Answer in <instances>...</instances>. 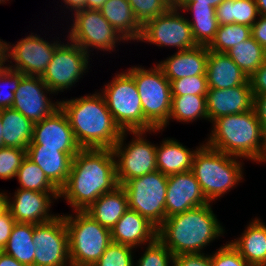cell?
Segmentation results:
<instances>
[{"mask_svg": "<svg viewBox=\"0 0 266 266\" xmlns=\"http://www.w3.org/2000/svg\"><path fill=\"white\" fill-rule=\"evenodd\" d=\"M118 185L112 149H81L74 157L65 185L59 190L73 211H86Z\"/></svg>", "mask_w": 266, "mask_h": 266, "instance_id": "1", "label": "cell"}, {"mask_svg": "<svg viewBox=\"0 0 266 266\" xmlns=\"http://www.w3.org/2000/svg\"><path fill=\"white\" fill-rule=\"evenodd\" d=\"M60 108L82 149H112L123 132L115 123L100 92L60 100Z\"/></svg>", "mask_w": 266, "mask_h": 266, "instance_id": "2", "label": "cell"}, {"mask_svg": "<svg viewBox=\"0 0 266 266\" xmlns=\"http://www.w3.org/2000/svg\"><path fill=\"white\" fill-rule=\"evenodd\" d=\"M211 206L210 202L167 217L158 227L157 238L174 256L203 253L205 247L225 233Z\"/></svg>", "mask_w": 266, "mask_h": 266, "instance_id": "3", "label": "cell"}, {"mask_svg": "<svg viewBox=\"0 0 266 266\" xmlns=\"http://www.w3.org/2000/svg\"><path fill=\"white\" fill-rule=\"evenodd\" d=\"M209 147L238 158L260 162L264 147V130L254 109L231 114L212 122Z\"/></svg>", "mask_w": 266, "mask_h": 266, "instance_id": "4", "label": "cell"}, {"mask_svg": "<svg viewBox=\"0 0 266 266\" xmlns=\"http://www.w3.org/2000/svg\"><path fill=\"white\" fill-rule=\"evenodd\" d=\"M200 145L194 153L191 172L206 199L213 203L242 182L243 162L239 161L240 158L211 148L204 142Z\"/></svg>", "mask_w": 266, "mask_h": 266, "instance_id": "5", "label": "cell"}, {"mask_svg": "<svg viewBox=\"0 0 266 266\" xmlns=\"http://www.w3.org/2000/svg\"><path fill=\"white\" fill-rule=\"evenodd\" d=\"M133 78L141 98L145 131L156 133L169 125L171 112V84L156 64L146 69L142 65L126 70Z\"/></svg>", "mask_w": 266, "mask_h": 266, "instance_id": "6", "label": "cell"}, {"mask_svg": "<svg viewBox=\"0 0 266 266\" xmlns=\"http://www.w3.org/2000/svg\"><path fill=\"white\" fill-rule=\"evenodd\" d=\"M74 214L63 215L68 230L70 263L73 266H93L111 244V230L85 211H75Z\"/></svg>", "mask_w": 266, "mask_h": 266, "instance_id": "7", "label": "cell"}, {"mask_svg": "<svg viewBox=\"0 0 266 266\" xmlns=\"http://www.w3.org/2000/svg\"><path fill=\"white\" fill-rule=\"evenodd\" d=\"M102 89L107 108L122 131H145L141 98L127 71L115 75Z\"/></svg>", "mask_w": 266, "mask_h": 266, "instance_id": "8", "label": "cell"}, {"mask_svg": "<svg viewBox=\"0 0 266 266\" xmlns=\"http://www.w3.org/2000/svg\"><path fill=\"white\" fill-rule=\"evenodd\" d=\"M168 176L159 170L125 182L129 209L147 218L157 228L166 219V194Z\"/></svg>", "mask_w": 266, "mask_h": 266, "instance_id": "9", "label": "cell"}, {"mask_svg": "<svg viewBox=\"0 0 266 266\" xmlns=\"http://www.w3.org/2000/svg\"><path fill=\"white\" fill-rule=\"evenodd\" d=\"M128 133L135 137L126 144L124 140ZM146 133L148 131H123L119 140L113 146L112 150L116 160V178L119 186L130 179L158 170L156 165L157 145L152 144L145 138Z\"/></svg>", "mask_w": 266, "mask_h": 266, "instance_id": "10", "label": "cell"}, {"mask_svg": "<svg viewBox=\"0 0 266 266\" xmlns=\"http://www.w3.org/2000/svg\"><path fill=\"white\" fill-rule=\"evenodd\" d=\"M72 18L68 41L79 45L88 54L90 48L113 52L118 41H126L99 10L84 9L73 14Z\"/></svg>", "mask_w": 266, "mask_h": 266, "instance_id": "11", "label": "cell"}, {"mask_svg": "<svg viewBox=\"0 0 266 266\" xmlns=\"http://www.w3.org/2000/svg\"><path fill=\"white\" fill-rule=\"evenodd\" d=\"M176 5L165 14L147 21L142 26L139 41L149 42L159 47H176L177 51L193 49L198 46L193 38L188 19Z\"/></svg>", "mask_w": 266, "mask_h": 266, "instance_id": "12", "label": "cell"}, {"mask_svg": "<svg viewBox=\"0 0 266 266\" xmlns=\"http://www.w3.org/2000/svg\"><path fill=\"white\" fill-rule=\"evenodd\" d=\"M89 56L90 54L71 41L60 44L41 79L54 94L58 95L59 92L75 85L83 73L88 72Z\"/></svg>", "mask_w": 266, "mask_h": 266, "instance_id": "13", "label": "cell"}, {"mask_svg": "<svg viewBox=\"0 0 266 266\" xmlns=\"http://www.w3.org/2000/svg\"><path fill=\"white\" fill-rule=\"evenodd\" d=\"M34 266H70L68 230L64 216L34 224Z\"/></svg>", "mask_w": 266, "mask_h": 266, "instance_id": "14", "label": "cell"}, {"mask_svg": "<svg viewBox=\"0 0 266 266\" xmlns=\"http://www.w3.org/2000/svg\"><path fill=\"white\" fill-rule=\"evenodd\" d=\"M32 34L34 33L21 38L15 45L9 44L8 59L11 60L8 61L11 65H7L24 75L41 77L51 62L55 49L63 42L55 41V39L53 43L48 42L40 35Z\"/></svg>", "mask_w": 266, "mask_h": 266, "instance_id": "15", "label": "cell"}, {"mask_svg": "<svg viewBox=\"0 0 266 266\" xmlns=\"http://www.w3.org/2000/svg\"><path fill=\"white\" fill-rule=\"evenodd\" d=\"M46 93V94H45ZM54 94L40 76L24 75L15 91L12 108L34 124L41 122L60 108V101L52 102L47 94Z\"/></svg>", "mask_w": 266, "mask_h": 266, "instance_id": "16", "label": "cell"}, {"mask_svg": "<svg viewBox=\"0 0 266 266\" xmlns=\"http://www.w3.org/2000/svg\"><path fill=\"white\" fill-rule=\"evenodd\" d=\"M28 148H58L61 152H79L82 149L61 108L34 124Z\"/></svg>", "mask_w": 266, "mask_h": 266, "instance_id": "17", "label": "cell"}, {"mask_svg": "<svg viewBox=\"0 0 266 266\" xmlns=\"http://www.w3.org/2000/svg\"><path fill=\"white\" fill-rule=\"evenodd\" d=\"M59 192H39L18 188L12 199H7L8 210L18 223L41 224L53 220L58 214L49 213L52 200Z\"/></svg>", "mask_w": 266, "mask_h": 266, "instance_id": "18", "label": "cell"}, {"mask_svg": "<svg viewBox=\"0 0 266 266\" xmlns=\"http://www.w3.org/2000/svg\"><path fill=\"white\" fill-rule=\"evenodd\" d=\"M208 203L191 170L168 175L166 218Z\"/></svg>", "mask_w": 266, "mask_h": 266, "instance_id": "19", "label": "cell"}, {"mask_svg": "<svg viewBox=\"0 0 266 266\" xmlns=\"http://www.w3.org/2000/svg\"><path fill=\"white\" fill-rule=\"evenodd\" d=\"M254 96L250 84H242L227 89H208L206 108L208 121L244 113L253 109Z\"/></svg>", "mask_w": 266, "mask_h": 266, "instance_id": "20", "label": "cell"}, {"mask_svg": "<svg viewBox=\"0 0 266 266\" xmlns=\"http://www.w3.org/2000/svg\"><path fill=\"white\" fill-rule=\"evenodd\" d=\"M158 228L138 212L128 209L111 229L114 243L133 248L148 245L157 239Z\"/></svg>", "mask_w": 266, "mask_h": 266, "instance_id": "21", "label": "cell"}, {"mask_svg": "<svg viewBox=\"0 0 266 266\" xmlns=\"http://www.w3.org/2000/svg\"><path fill=\"white\" fill-rule=\"evenodd\" d=\"M78 152H61L58 148H27L26 157L37 164L48 180L60 190L70 174L73 157Z\"/></svg>", "mask_w": 266, "mask_h": 266, "instance_id": "22", "label": "cell"}, {"mask_svg": "<svg viewBox=\"0 0 266 266\" xmlns=\"http://www.w3.org/2000/svg\"><path fill=\"white\" fill-rule=\"evenodd\" d=\"M208 53V46H196L193 49L175 52L157 65L168 80L206 75Z\"/></svg>", "mask_w": 266, "mask_h": 266, "instance_id": "23", "label": "cell"}, {"mask_svg": "<svg viewBox=\"0 0 266 266\" xmlns=\"http://www.w3.org/2000/svg\"><path fill=\"white\" fill-rule=\"evenodd\" d=\"M208 89H227L250 84L249 77L226 53L209 50L206 66Z\"/></svg>", "mask_w": 266, "mask_h": 266, "instance_id": "24", "label": "cell"}, {"mask_svg": "<svg viewBox=\"0 0 266 266\" xmlns=\"http://www.w3.org/2000/svg\"><path fill=\"white\" fill-rule=\"evenodd\" d=\"M230 243L250 266H266V225L260 218L250 221L241 236Z\"/></svg>", "mask_w": 266, "mask_h": 266, "instance_id": "25", "label": "cell"}, {"mask_svg": "<svg viewBox=\"0 0 266 266\" xmlns=\"http://www.w3.org/2000/svg\"><path fill=\"white\" fill-rule=\"evenodd\" d=\"M129 209L122 186L100 196L85 212L103 227L111 230Z\"/></svg>", "mask_w": 266, "mask_h": 266, "instance_id": "26", "label": "cell"}, {"mask_svg": "<svg viewBox=\"0 0 266 266\" xmlns=\"http://www.w3.org/2000/svg\"><path fill=\"white\" fill-rule=\"evenodd\" d=\"M99 11L126 41H139L142 25L128 0H107Z\"/></svg>", "mask_w": 266, "mask_h": 266, "instance_id": "27", "label": "cell"}, {"mask_svg": "<svg viewBox=\"0 0 266 266\" xmlns=\"http://www.w3.org/2000/svg\"><path fill=\"white\" fill-rule=\"evenodd\" d=\"M195 151L186 148L178 140L165 138L156 146L157 169L167 176L189 171Z\"/></svg>", "mask_w": 266, "mask_h": 266, "instance_id": "28", "label": "cell"}, {"mask_svg": "<svg viewBox=\"0 0 266 266\" xmlns=\"http://www.w3.org/2000/svg\"><path fill=\"white\" fill-rule=\"evenodd\" d=\"M3 125V146L27 149L33 137L34 123L17 110L0 109Z\"/></svg>", "mask_w": 266, "mask_h": 266, "instance_id": "29", "label": "cell"}, {"mask_svg": "<svg viewBox=\"0 0 266 266\" xmlns=\"http://www.w3.org/2000/svg\"><path fill=\"white\" fill-rule=\"evenodd\" d=\"M179 9L191 11L192 20L188 22L192 29L193 38L198 46H209L214 40L219 27L215 8L211 5H176Z\"/></svg>", "mask_w": 266, "mask_h": 266, "instance_id": "30", "label": "cell"}, {"mask_svg": "<svg viewBox=\"0 0 266 266\" xmlns=\"http://www.w3.org/2000/svg\"><path fill=\"white\" fill-rule=\"evenodd\" d=\"M34 224L16 222L3 252L25 266H34Z\"/></svg>", "mask_w": 266, "mask_h": 266, "instance_id": "31", "label": "cell"}, {"mask_svg": "<svg viewBox=\"0 0 266 266\" xmlns=\"http://www.w3.org/2000/svg\"><path fill=\"white\" fill-rule=\"evenodd\" d=\"M215 13L219 25L236 23L251 27L260 16L255 0H224Z\"/></svg>", "mask_w": 266, "mask_h": 266, "instance_id": "32", "label": "cell"}, {"mask_svg": "<svg viewBox=\"0 0 266 266\" xmlns=\"http://www.w3.org/2000/svg\"><path fill=\"white\" fill-rule=\"evenodd\" d=\"M226 54L248 77L266 60V50L252 36L232 47Z\"/></svg>", "mask_w": 266, "mask_h": 266, "instance_id": "33", "label": "cell"}, {"mask_svg": "<svg viewBox=\"0 0 266 266\" xmlns=\"http://www.w3.org/2000/svg\"><path fill=\"white\" fill-rule=\"evenodd\" d=\"M199 118L208 120L206 95L172 96L169 121L189 123Z\"/></svg>", "mask_w": 266, "mask_h": 266, "instance_id": "34", "label": "cell"}, {"mask_svg": "<svg viewBox=\"0 0 266 266\" xmlns=\"http://www.w3.org/2000/svg\"><path fill=\"white\" fill-rule=\"evenodd\" d=\"M16 178H18L20 189L39 192H59L45 176L42 169L27 157H25L18 169Z\"/></svg>", "mask_w": 266, "mask_h": 266, "instance_id": "35", "label": "cell"}, {"mask_svg": "<svg viewBox=\"0 0 266 266\" xmlns=\"http://www.w3.org/2000/svg\"><path fill=\"white\" fill-rule=\"evenodd\" d=\"M251 36L250 26L236 23L219 25L215 38L208 46V49L219 53H226L232 47Z\"/></svg>", "mask_w": 266, "mask_h": 266, "instance_id": "36", "label": "cell"}, {"mask_svg": "<svg viewBox=\"0 0 266 266\" xmlns=\"http://www.w3.org/2000/svg\"><path fill=\"white\" fill-rule=\"evenodd\" d=\"M128 2L142 26L147 21L165 14L175 5L171 0H128Z\"/></svg>", "mask_w": 266, "mask_h": 266, "instance_id": "37", "label": "cell"}, {"mask_svg": "<svg viewBox=\"0 0 266 266\" xmlns=\"http://www.w3.org/2000/svg\"><path fill=\"white\" fill-rule=\"evenodd\" d=\"M143 253L135 266H174V255L158 238Z\"/></svg>", "mask_w": 266, "mask_h": 266, "instance_id": "38", "label": "cell"}, {"mask_svg": "<svg viewBox=\"0 0 266 266\" xmlns=\"http://www.w3.org/2000/svg\"><path fill=\"white\" fill-rule=\"evenodd\" d=\"M134 248L111 242L93 266H134Z\"/></svg>", "mask_w": 266, "mask_h": 266, "instance_id": "39", "label": "cell"}, {"mask_svg": "<svg viewBox=\"0 0 266 266\" xmlns=\"http://www.w3.org/2000/svg\"><path fill=\"white\" fill-rule=\"evenodd\" d=\"M25 157L26 149L0 147V179L15 178Z\"/></svg>", "mask_w": 266, "mask_h": 266, "instance_id": "40", "label": "cell"}, {"mask_svg": "<svg viewBox=\"0 0 266 266\" xmlns=\"http://www.w3.org/2000/svg\"><path fill=\"white\" fill-rule=\"evenodd\" d=\"M169 81L171 84V96L206 95L208 92L206 75L183 77Z\"/></svg>", "mask_w": 266, "mask_h": 266, "instance_id": "41", "label": "cell"}, {"mask_svg": "<svg viewBox=\"0 0 266 266\" xmlns=\"http://www.w3.org/2000/svg\"><path fill=\"white\" fill-rule=\"evenodd\" d=\"M24 76L19 71L9 67L0 69V109L11 108L14 103L15 91L18 89L21 78ZM1 84H3L1 86ZM9 87L6 90L4 87ZM4 86V87H3ZM11 86V87H10ZM5 89V91H3Z\"/></svg>", "mask_w": 266, "mask_h": 266, "instance_id": "42", "label": "cell"}, {"mask_svg": "<svg viewBox=\"0 0 266 266\" xmlns=\"http://www.w3.org/2000/svg\"><path fill=\"white\" fill-rule=\"evenodd\" d=\"M211 255L212 266H250L230 242Z\"/></svg>", "mask_w": 266, "mask_h": 266, "instance_id": "43", "label": "cell"}, {"mask_svg": "<svg viewBox=\"0 0 266 266\" xmlns=\"http://www.w3.org/2000/svg\"><path fill=\"white\" fill-rule=\"evenodd\" d=\"M174 266H212L211 255H205V253L180 254L174 256Z\"/></svg>", "mask_w": 266, "mask_h": 266, "instance_id": "44", "label": "cell"}, {"mask_svg": "<svg viewBox=\"0 0 266 266\" xmlns=\"http://www.w3.org/2000/svg\"><path fill=\"white\" fill-rule=\"evenodd\" d=\"M253 95L266 93V60L262 65L249 77Z\"/></svg>", "mask_w": 266, "mask_h": 266, "instance_id": "45", "label": "cell"}, {"mask_svg": "<svg viewBox=\"0 0 266 266\" xmlns=\"http://www.w3.org/2000/svg\"><path fill=\"white\" fill-rule=\"evenodd\" d=\"M15 223L8 209L0 215V251L6 246Z\"/></svg>", "mask_w": 266, "mask_h": 266, "instance_id": "46", "label": "cell"}, {"mask_svg": "<svg viewBox=\"0 0 266 266\" xmlns=\"http://www.w3.org/2000/svg\"><path fill=\"white\" fill-rule=\"evenodd\" d=\"M252 37L266 50V16H258L251 26Z\"/></svg>", "mask_w": 266, "mask_h": 266, "instance_id": "47", "label": "cell"}, {"mask_svg": "<svg viewBox=\"0 0 266 266\" xmlns=\"http://www.w3.org/2000/svg\"><path fill=\"white\" fill-rule=\"evenodd\" d=\"M253 109L257 116V119L260 121L262 129L266 130V93L261 95H253Z\"/></svg>", "mask_w": 266, "mask_h": 266, "instance_id": "48", "label": "cell"}, {"mask_svg": "<svg viewBox=\"0 0 266 266\" xmlns=\"http://www.w3.org/2000/svg\"><path fill=\"white\" fill-rule=\"evenodd\" d=\"M224 0H179L175 5H211L216 8Z\"/></svg>", "mask_w": 266, "mask_h": 266, "instance_id": "49", "label": "cell"}, {"mask_svg": "<svg viewBox=\"0 0 266 266\" xmlns=\"http://www.w3.org/2000/svg\"><path fill=\"white\" fill-rule=\"evenodd\" d=\"M63 3L65 4L64 6L67 5L66 8L72 11V14L86 9V0H63Z\"/></svg>", "mask_w": 266, "mask_h": 266, "instance_id": "50", "label": "cell"}, {"mask_svg": "<svg viewBox=\"0 0 266 266\" xmlns=\"http://www.w3.org/2000/svg\"><path fill=\"white\" fill-rule=\"evenodd\" d=\"M8 51H9V43L3 41L0 39V69H5L8 66L4 64H6V62L8 60Z\"/></svg>", "mask_w": 266, "mask_h": 266, "instance_id": "51", "label": "cell"}, {"mask_svg": "<svg viewBox=\"0 0 266 266\" xmlns=\"http://www.w3.org/2000/svg\"><path fill=\"white\" fill-rule=\"evenodd\" d=\"M0 266H25L18 262L14 257L5 254L3 251H0Z\"/></svg>", "mask_w": 266, "mask_h": 266, "instance_id": "52", "label": "cell"}, {"mask_svg": "<svg viewBox=\"0 0 266 266\" xmlns=\"http://www.w3.org/2000/svg\"><path fill=\"white\" fill-rule=\"evenodd\" d=\"M106 2L107 0H86V9L100 10Z\"/></svg>", "mask_w": 266, "mask_h": 266, "instance_id": "53", "label": "cell"}, {"mask_svg": "<svg viewBox=\"0 0 266 266\" xmlns=\"http://www.w3.org/2000/svg\"><path fill=\"white\" fill-rule=\"evenodd\" d=\"M7 193L0 192V215L4 213L8 209L7 199H8Z\"/></svg>", "mask_w": 266, "mask_h": 266, "instance_id": "54", "label": "cell"}, {"mask_svg": "<svg viewBox=\"0 0 266 266\" xmlns=\"http://www.w3.org/2000/svg\"><path fill=\"white\" fill-rule=\"evenodd\" d=\"M260 16H266V0H255Z\"/></svg>", "mask_w": 266, "mask_h": 266, "instance_id": "55", "label": "cell"}, {"mask_svg": "<svg viewBox=\"0 0 266 266\" xmlns=\"http://www.w3.org/2000/svg\"><path fill=\"white\" fill-rule=\"evenodd\" d=\"M266 162V130L264 131V147H263V151H262V156L260 158V162Z\"/></svg>", "mask_w": 266, "mask_h": 266, "instance_id": "56", "label": "cell"}, {"mask_svg": "<svg viewBox=\"0 0 266 266\" xmlns=\"http://www.w3.org/2000/svg\"><path fill=\"white\" fill-rule=\"evenodd\" d=\"M2 136H3V125H2L1 116H0V147L3 146Z\"/></svg>", "mask_w": 266, "mask_h": 266, "instance_id": "57", "label": "cell"}, {"mask_svg": "<svg viewBox=\"0 0 266 266\" xmlns=\"http://www.w3.org/2000/svg\"><path fill=\"white\" fill-rule=\"evenodd\" d=\"M174 4H176L179 0H171Z\"/></svg>", "mask_w": 266, "mask_h": 266, "instance_id": "58", "label": "cell"}]
</instances>
